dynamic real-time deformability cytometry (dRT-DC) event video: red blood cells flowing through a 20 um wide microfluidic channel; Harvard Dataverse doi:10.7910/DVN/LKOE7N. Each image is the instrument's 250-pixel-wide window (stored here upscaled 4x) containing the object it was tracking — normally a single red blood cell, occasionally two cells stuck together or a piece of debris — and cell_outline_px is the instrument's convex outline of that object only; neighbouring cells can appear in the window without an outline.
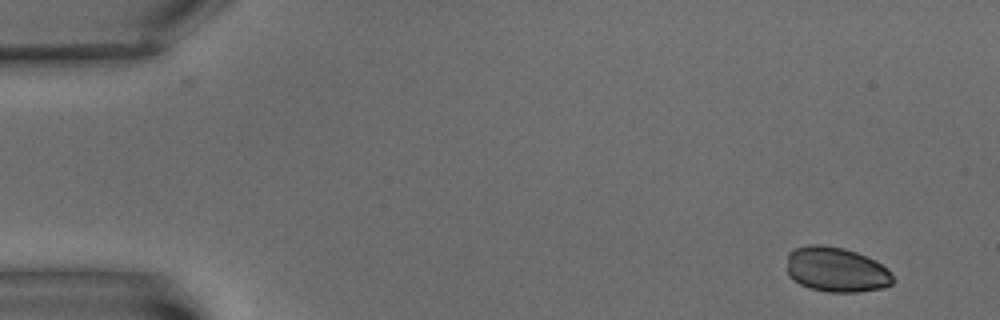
{"species": "common noctule bat (a hibernating species)", "species_latin": "Nyctalus noctula", "temperature_condition": "warm", "stored_images_in_passage": 6, "camera_frame_rate_fps": 3000, "um_per_image_px": 0.085, "animal": {"sex": "male", "body_mass_g": 15.6}, "frame": {"image": 1, "passage_image": 1, "time_ms": 0.0, "image_size_px": [1000, 320], "cell_outline_px": [[892, 284], [884, 288], [856, 292], [828, 292], [808, 288], [792, 280], [788, 276], [788, 252], [796, 248], [808, 244], [820, 244], [844, 248], [856, 252], [876, 260], [888, 268], [892, 276]], "centroid_in_image_um": [71.08, 22.92], "position_along_channel_um": 13.9, "area_um2": 28.03}}
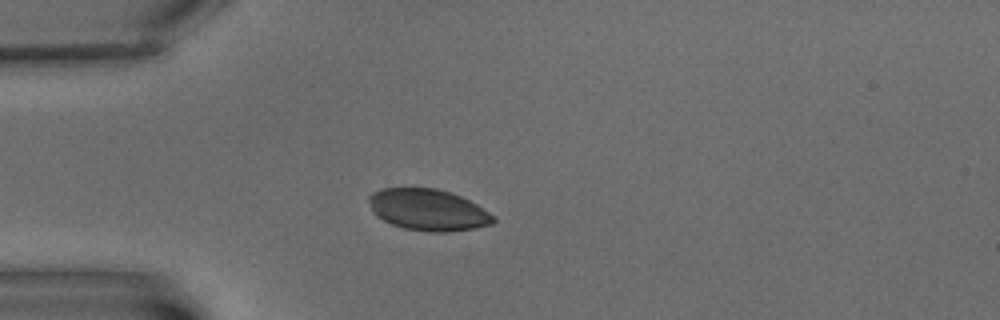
{"frame": {"image": 2, "passage_image": 5, "time_ms": 4.667, "image_size_px": [1000, 320], "cell_outline_px": [[496, 220], [492, 224], [476, 228], [448, 232], [428, 232], [404, 228], [392, 224], [376, 216], [372, 212], [368, 200], [368, 196], [372, 192], [380, 188], [436, 188], [452, 192], [476, 204], [496, 216]], "centroid_in_image_um": [36.39, 17.83], "position_along_channel_um": 48.6, "area_um2": 30.35}}